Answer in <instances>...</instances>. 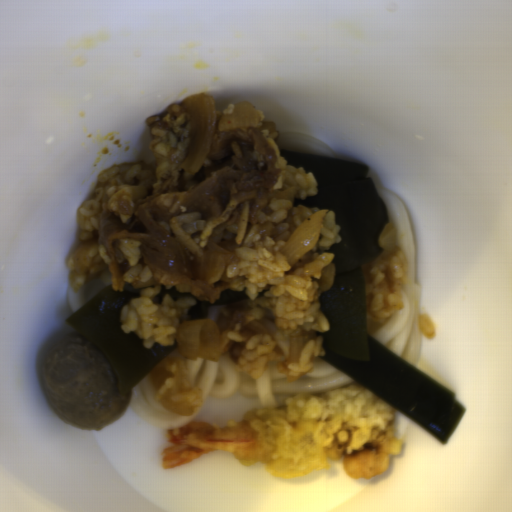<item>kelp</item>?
Returning <instances> with one entry per match:
<instances>
[{
  "mask_svg": "<svg viewBox=\"0 0 512 512\" xmlns=\"http://www.w3.org/2000/svg\"><path fill=\"white\" fill-rule=\"evenodd\" d=\"M246 299L249 303V298L246 292V286L243 287V290H235L232 288H228L222 292L220 298L216 303H207L202 299H197V303L190 307L188 311L189 322L195 320H203L208 316L210 306L214 304L220 303H233L240 300Z\"/></svg>",
  "mask_w": 512,
  "mask_h": 512,
  "instance_id": "obj_3",
  "label": "kelp"
},
{
  "mask_svg": "<svg viewBox=\"0 0 512 512\" xmlns=\"http://www.w3.org/2000/svg\"><path fill=\"white\" fill-rule=\"evenodd\" d=\"M161 289L157 295L154 296L153 301L157 304H162L164 302V297L166 294H170L171 300H178L181 297L191 296L187 292L174 290L173 287L161 285Z\"/></svg>",
  "mask_w": 512,
  "mask_h": 512,
  "instance_id": "obj_4",
  "label": "kelp"
},
{
  "mask_svg": "<svg viewBox=\"0 0 512 512\" xmlns=\"http://www.w3.org/2000/svg\"><path fill=\"white\" fill-rule=\"evenodd\" d=\"M279 150V149H278ZM287 166L311 172L316 195L294 197L291 206L333 211L340 240L333 253L334 280L318 303L328 322L322 332L328 362L384 402L446 443L465 409L455 394L377 342L368 332L363 264L382 252L381 234L390 224L384 201L365 163L279 150Z\"/></svg>",
  "mask_w": 512,
  "mask_h": 512,
  "instance_id": "obj_1",
  "label": "kelp"
},
{
  "mask_svg": "<svg viewBox=\"0 0 512 512\" xmlns=\"http://www.w3.org/2000/svg\"><path fill=\"white\" fill-rule=\"evenodd\" d=\"M124 283L120 292L113 290L112 284L105 287L65 321L92 341L108 359L120 396L128 393L158 363L178 349L177 343L169 346L157 342L146 348L136 332L125 335L121 321L123 307L139 296L141 289L155 284L135 288L134 282Z\"/></svg>",
  "mask_w": 512,
  "mask_h": 512,
  "instance_id": "obj_2",
  "label": "kelp"
}]
</instances>
